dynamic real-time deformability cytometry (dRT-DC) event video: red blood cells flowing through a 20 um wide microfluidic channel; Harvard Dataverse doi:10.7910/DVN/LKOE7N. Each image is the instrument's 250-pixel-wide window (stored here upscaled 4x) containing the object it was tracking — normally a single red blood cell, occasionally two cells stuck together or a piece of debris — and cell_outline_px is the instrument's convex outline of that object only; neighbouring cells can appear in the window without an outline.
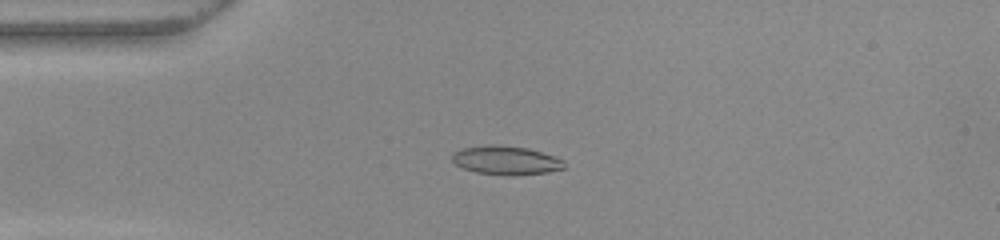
{"species": "common noctule bat (a hibernating species)", "species_latin": "Nyctalus noctula", "temperature_condition": "warm", "stored_images_in_passage": 52, "camera_frame_rate_fps": 3000, "um_per_image_px": 0.085, "animal": {"sex": "female", "body_mass_g": 22.0, "forearm_length_mm": 56.7}, "frame": {"image": 1, "passage_image": 13, "time_ms": 4.0, "image_size_px": [1000, 240], "cell_outline_px": [[564, 168], [548, 172], [512, 176], [508, 176], [476, 172], [464, 168], [456, 164], [452, 160], [452, 152], [464, 148], [488, 144], [500, 144], [528, 148], [564, 160]], "centroid_in_image_um": [42.99, 13.62], "position_along_channel_um": 42.0, "area_um2": 18.84}}
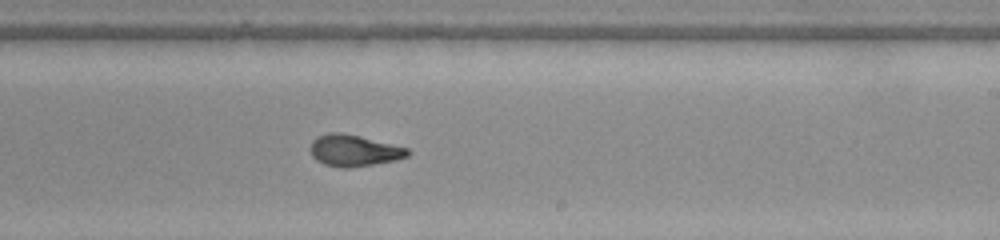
{"frame": {"image": 2, "passage_image": 31, "time_ms": 10.0, "image_size_px": [1000, 240], "cell_outline_px": [[412, 152], [408, 156], [396, 160], [352, 168], [340, 168], [324, 164], [316, 160], [312, 156], [308, 148], [312, 140], [316, 136], [328, 132], [340, 132], [360, 136], [408, 148]], "centroid_in_image_um": [30.05, 12.79], "position_along_channel_um": 259.0, "area_um2": 18.21}}
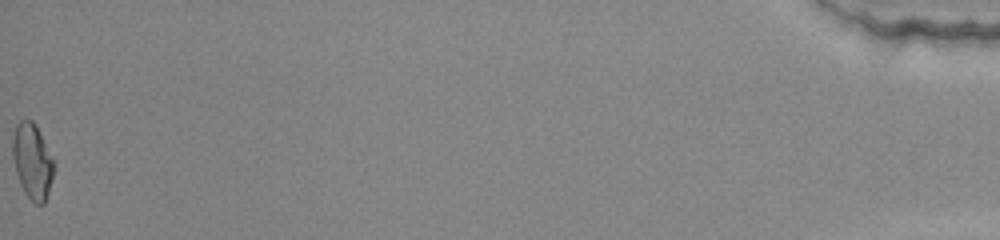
{"frame": {"image": 3, "passage_image": 52, "time_ms": 17.0, "image_size_px": [1000, 240], "cell_outline_px": [[56, 168], [44, 204], [36, 204], [24, 192], [20, 184], [16, 172], [12, 156], [12, 136], [16, 124], [20, 120], [32, 120], [36, 124], [56, 164]], "centroid_in_image_um": [2.76, 13.68], "position_along_channel_um": 432.4, "area_um2": 18.38}, "authors_computed_cell_mechanics": {"area_um2": 18.0047, "velocity_mm_per_s": 3.9891, "shape_relaxation_time_tau1_ms": null, "shape_relaxation_time_tau2_ms": 1.3624, "deformation_change_tau1": null, "deformation_change_tau2": 0.0739}}